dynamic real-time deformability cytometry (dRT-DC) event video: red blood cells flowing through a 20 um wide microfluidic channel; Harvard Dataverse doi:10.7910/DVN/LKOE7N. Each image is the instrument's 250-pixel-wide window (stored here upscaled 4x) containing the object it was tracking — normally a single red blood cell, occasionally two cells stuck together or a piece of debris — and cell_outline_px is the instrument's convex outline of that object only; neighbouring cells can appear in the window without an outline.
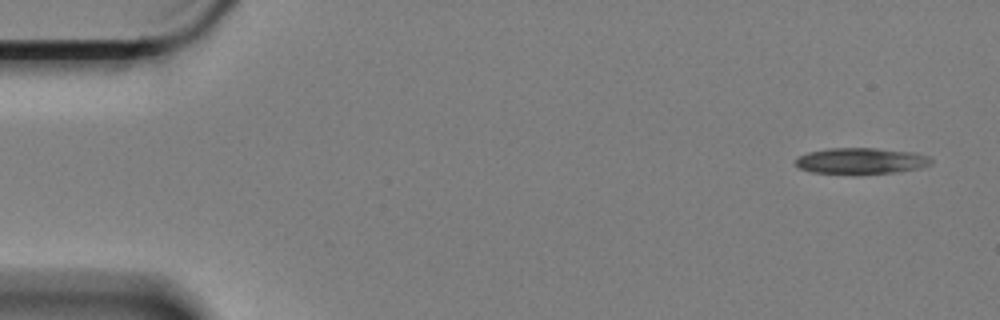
{"species": "Egyptian fruit bat (a non-hibernating species)", "species_latin": "Rousettus aegyptiacus", "temperature_condition": "cold", "stored_images_in_passage": 15, "camera_frame_rate_fps": 3000, "um_per_image_px": 0.085, "animal": {"sex": "female"}, "frame": {"image": 1, "passage_image": 1, "time_ms": 0.0, "image_size_px": [1000, 320], "cell_outline_px": [[932, 164], [920, 168], [896, 172], [852, 176], [812, 172], [800, 168], [796, 164], [796, 156], [808, 152], [828, 148], [876, 148], [912, 152], [928, 156], [932, 160]], "centroid_in_image_um": [73.16, 13.7], "position_along_channel_um": 11.8, "area_um2": 21.27}}
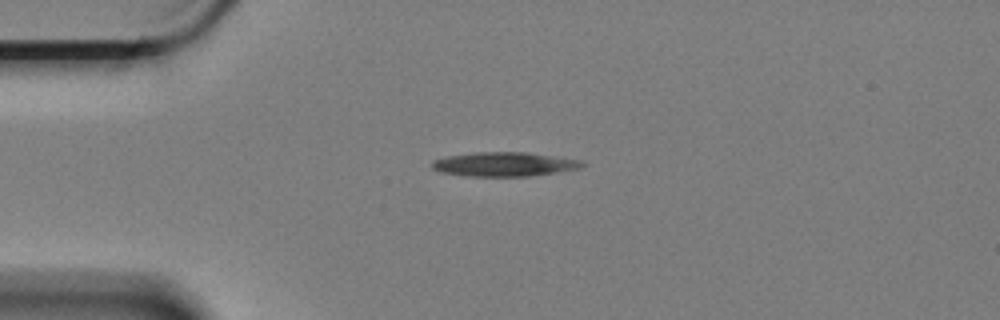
{"frame": {"image": 2, "passage_image": 12, "time_ms": 3.667, "image_size_px": [1000, 320], "cell_outline_px": [[584, 164], [580, 168], [556, 172], [528, 176], [464, 176], [440, 172], [432, 168], [432, 160], [444, 156], [476, 152], [528, 152], [584, 160]], "centroid_in_image_um": [42.84, 13.95], "position_along_channel_um": 42.2, "area_um2": 21.33}}